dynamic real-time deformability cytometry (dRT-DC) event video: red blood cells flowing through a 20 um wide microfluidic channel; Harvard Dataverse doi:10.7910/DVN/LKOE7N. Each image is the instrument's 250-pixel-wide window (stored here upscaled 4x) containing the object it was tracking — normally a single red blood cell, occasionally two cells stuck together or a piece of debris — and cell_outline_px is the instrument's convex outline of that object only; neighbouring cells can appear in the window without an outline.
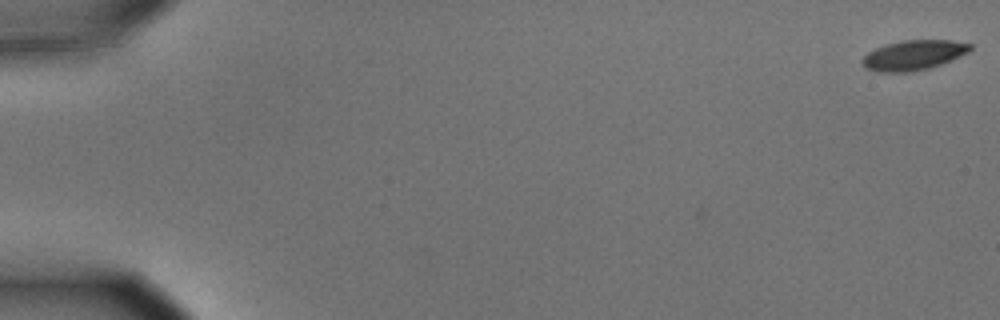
{"species": "common noctule bat (a hibernating species)", "species_latin": "Nyctalus noctula", "temperature_condition": "cold", "stored_images_in_passage": 13, "camera_frame_rate_fps": 3000, "um_per_image_px": 0.085, "animal": {"sex": "male", "body_mass_g": 15.6}, "frame": {"image": 1, "passage_image": 1, "time_ms": 0.0, "image_size_px": [1000, 320], "cell_outline_px": [[972, 48], [968, 52], [960, 56], [940, 64], [928, 68], [908, 72], [880, 72], [868, 68], [860, 60], [868, 52], [884, 44], [904, 40], [952, 40], [972, 44]], "centroid_in_image_um": [77.65, 4.67], "position_along_channel_um": 7.3, "area_um2": 18.61}}